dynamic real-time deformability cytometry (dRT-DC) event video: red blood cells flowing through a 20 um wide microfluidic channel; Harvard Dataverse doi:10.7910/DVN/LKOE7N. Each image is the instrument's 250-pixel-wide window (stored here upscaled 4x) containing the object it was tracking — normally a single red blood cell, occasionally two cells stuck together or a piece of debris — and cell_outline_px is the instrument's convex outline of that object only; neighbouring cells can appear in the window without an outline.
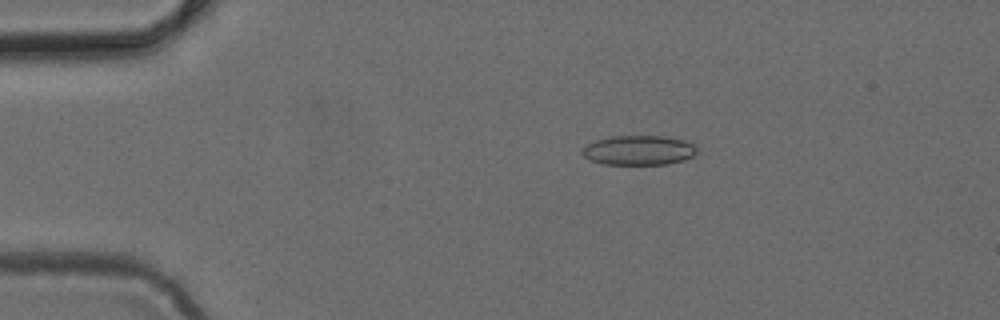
{"species": "common noctule bat (a hibernating species)", "species_latin": "Nyctalus noctula", "temperature_condition": "cold", "stored_images_in_passage": 4, "camera_frame_rate_fps": 3000, "um_per_image_px": 0.085, "animal": {"sex": "female", "body_mass_g": 24.6, "forearm_length_mm": 56.2}, "frame": {"image": 1, "passage_image": 2, "time_ms": 0.333, "image_size_px": [1000, 320], "cell_outline_px": [[696, 152], [692, 156], [680, 160], [664, 164], [604, 164], [588, 160], [584, 156], [584, 148], [588, 144], [596, 140], [612, 136], [664, 136], [684, 140], [692, 144], [696, 148]], "centroid_in_image_um": [54.27, 12.76], "position_along_channel_um": 30.7, "area_um2": 19.42}}